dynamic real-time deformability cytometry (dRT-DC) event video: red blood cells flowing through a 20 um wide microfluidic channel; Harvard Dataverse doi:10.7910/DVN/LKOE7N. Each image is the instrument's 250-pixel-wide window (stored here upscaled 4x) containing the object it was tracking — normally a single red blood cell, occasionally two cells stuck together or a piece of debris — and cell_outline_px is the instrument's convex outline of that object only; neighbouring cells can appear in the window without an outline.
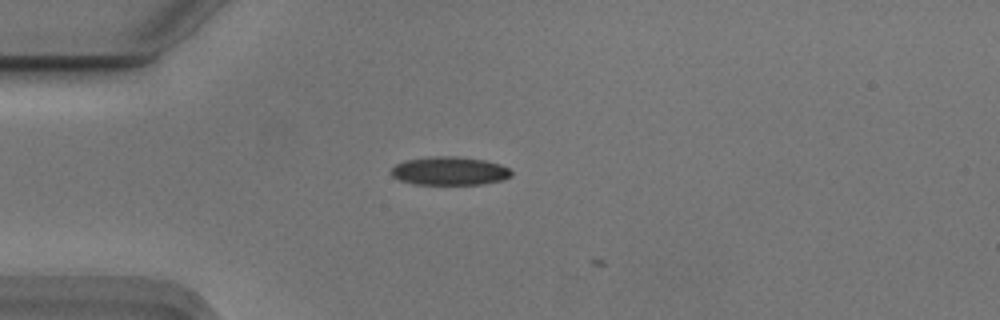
{"species": "Egyptian fruit bat (a non-hibernating species)", "species_latin": "Rousettus aegyptiacus", "temperature_condition": "cold", "stored_images_in_passage": 7, "camera_frame_rate_fps": 3000, "um_per_image_px": 0.085, "animal": {"sex": "male"}, "frame": {"image": 1, "passage_image": 5, "time_ms": 1.333, "image_size_px": [1000, 320], "cell_outline_px": [[512, 176], [504, 180], [480, 184], [416, 184], [400, 180], [392, 176], [392, 168], [396, 164], [404, 160], [440, 156], [456, 156], [484, 160], [500, 164], [508, 168], [512, 172]], "centroid_in_image_um": [38.24, 14.53], "position_along_channel_um": 46.8, "area_um2": 19.77}}